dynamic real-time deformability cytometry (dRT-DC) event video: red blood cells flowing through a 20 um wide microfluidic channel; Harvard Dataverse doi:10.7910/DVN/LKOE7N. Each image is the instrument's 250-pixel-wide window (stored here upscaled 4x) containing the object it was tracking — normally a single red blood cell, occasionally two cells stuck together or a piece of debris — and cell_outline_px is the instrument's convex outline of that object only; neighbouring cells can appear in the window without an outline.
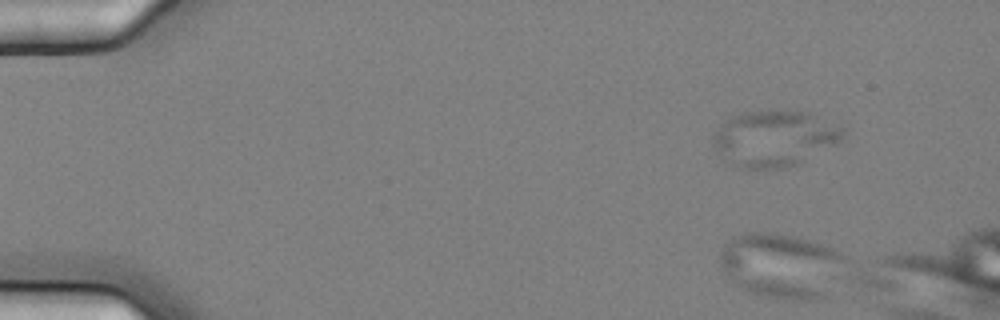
{"species": "common noctule bat (a hibernating species)", "species_latin": "Nyctalus noctula", "temperature_condition": "cold", "stored_images_in_passage": 4, "camera_frame_rate_fps": 3000, "um_per_image_px": 0.085, "animal": {"sex": "female", "body_mass_g": 25.1}, "frame": {"image": 1, "passage_image": 1, "time_ms": 0.0, "image_size_px": [1000, 320], "cell_outline_px": [[844, 132], [840, 140], [796, 164], [784, 168], [744, 168], [736, 164], [720, 152], [712, 136], [728, 116], [744, 112], [808, 112], [844, 128]], "centroid_in_image_um": [65.82, 11.74], "position_along_channel_um": 19.2, "area_um2": 40.63}}